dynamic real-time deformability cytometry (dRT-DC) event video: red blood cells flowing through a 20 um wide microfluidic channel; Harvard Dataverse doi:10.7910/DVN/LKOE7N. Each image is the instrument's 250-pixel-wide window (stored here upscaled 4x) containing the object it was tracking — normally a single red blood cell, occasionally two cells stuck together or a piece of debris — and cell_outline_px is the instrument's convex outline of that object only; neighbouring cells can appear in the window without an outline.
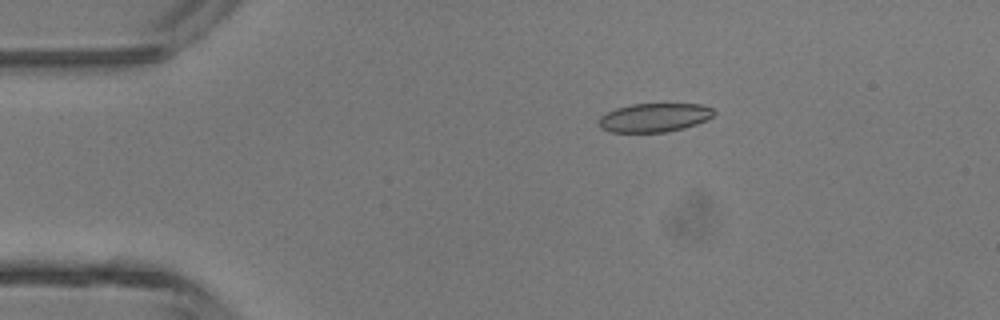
{"species": "common noctule bat (a hibernating species)", "species_latin": "Nyctalus noctula", "temperature_condition": "room temperature", "stored_images_in_passage": 2, "camera_frame_rate_fps": 3000, "um_per_image_px": 0.085, "animal": {"sex": "male", "body_mass_g": 13.3}, "frame": {"image": 1, "passage_image": 1, "time_ms": 0.0, "image_size_px": [1000, 320], "cell_outline_px": [[716, 112], [712, 116], [696, 124], [684, 128], [668, 132], [612, 132], [600, 128], [600, 116], [616, 108], [632, 104], [700, 104], [712, 108]], "centroid_in_image_um": [55.62, 9.99], "position_along_channel_um": 29.4, "area_um2": 19.13}}